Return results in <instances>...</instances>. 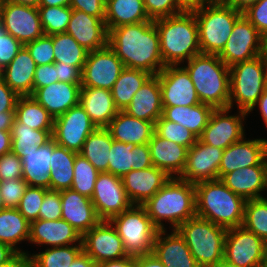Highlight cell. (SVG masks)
Listing matches in <instances>:
<instances>
[{"mask_svg":"<svg viewBox=\"0 0 267 267\" xmlns=\"http://www.w3.org/2000/svg\"><path fill=\"white\" fill-rule=\"evenodd\" d=\"M52 134L53 130L32 129L14 119L11 127V151L19 156L21 152L37 150L52 139Z\"/></svg>","mask_w":267,"mask_h":267,"instance_id":"obj_42","label":"cell"},{"mask_svg":"<svg viewBox=\"0 0 267 267\" xmlns=\"http://www.w3.org/2000/svg\"><path fill=\"white\" fill-rule=\"evenodd\" d=\"M15 119L36 130H53L54 118L31 96H19L15 106Z\"/></svg>","mask_w":267,"mask_h":267,"instance_id":"obj_41","label":"cell"},{"mask_svg":"<svg viewBox=\"0 0 267 267\" xmlns=\"http://www.w3.org/2000/svg\"><path fill=\"white\" fill-rule=\"evenodd\" d=\"M164 66L181 65L201 53L194 12H182L154 20Z\"/></svg>","mask_w":267,"mask_h":267,"instance_id":"obj_3","label":"cell"},{"mask_svg":"<svg viewBox=\"0 0 267 267\" xmlns=\"http://www.w3.org/2000/svg\"><path fill=\"white\" fill-rule=\"evenodd\" d=\"M83 251L97 264L128 256L122 239L109 221H100L82 236Z\"/></svg>","mask_w":267,"mask_h":267,"instance_id":"obj_19","label":"cell"},{"mask_svg":"<svg viewBox=\"0 0 267 267\" xmlns=\"http://www.w3.org/2000/svg\"><path fill=\"white\" fill-rule=\"evenodd\" d=\"M159 230L154 240L152 253L165 267H200L192 256L184 238L176 229L166 234Z\"/></svg>","mask_w":267,"mask_h":267,"instance_id":"obj_26","label":"cell"},{"mask_svg":"<svg viewBox=\"0 0 267 267\" xmlns=\"http://www.w3.org/2000/svg\"><path fill=\"white\" fill-rule=\"evenodd\" d=\"M4 2L20 4L30 7H39L41 0H4Z\"/></svg>","mask_w":267,"mask_h":267,"instance_id":"obj_72","label":"cell"},{"mask_svg":"<svg viewBox=\"0 0 267 267\" xmlns=\"http://www.w3.org/2000/svg\"><path fill=\"white\" fill-rule=\"evenodd\" d=\"M264 56L267 59V36L264 38Z\"/></svg>","mask_w":267,"mask_h":267,"instance_id":"obj_74","label":"cell"},{"mask_svg":"<svg viewBox=\"0 0 267 267\" xmlns=\"http://www.w3.org/2000/svg\"><path fill=\"white\" fill-rule=\"evenodd\" d=\"M16 254L14 249L0 241V264L9 262Z\"/></svg>","mask_w":267,"mask_h":267,"instance_id":"obj_69","label":"cell"},{"mask_svg":"<svg viewBox=\"0 0 267 267\" xmlns=\"http://www.w3.org/2000/svg\"><path fill=\"white\" fill-rule=\"evenodd\" d=\"M55 82H58V78L54 63L36 66L33 81V92L38 88L51 85Z\"/></svg>","mask_w":267,"mask_h":267,"instance_id":"obj_57","label":"cell"},{"mask_svg":"<svg viewBox=\"0 0 267 267\" xmlns=\"http://www.w3.org/2000/svg\"><path fill=\"white\" fill-rule=\"evenodd\" d=\"M229 108L250 114L267 88V59L264 54L231 67Z\"/></svg>","mask_w":267,"mask_h":267,"instance_id":"obj_8","label":"cell"},{"mask_svg":"<svg viewBox=\"0 0 267 267\" xmlns=\"http://www.w3.org/2000/svg\"><path fill=\"white\" fill-rule=\"evenodd\" d=\"M220 180L245 201L263 198L267 190V165H254L223 175Z\"/></svg>","mask_w":267,"mask_h":267,"instance_id":"obj_28","label":"cell"},{"mask_svg":"<svg viewBox=\"0 0 267 267\" xmlns=\"http://www.w3.org/2000/svg\"><path fill=\"white\" fill-rule=\"evenodd\" d=\"M264 54V37L255 26L242 15L234 24L225 47L218 54L228 67L249 61Z\"/></svg>","mask_w":267,"mask_h":267,"instance_id":"obj_10","label":"cell"},{"mask_svg":"<svg viewBox=\"0 0 267 267\" xmlns=\"http://www.w3.org/2000/svg\"><path fill=\"white\" fill-rule=\"evenodd\" d=\"M28 242L49 247L82 244V235L67 221L37 219L30 223Z\"/></svg>","mask_w":267,"mask_h":267,"instance_id":"obj_25","label":"cell"},{"mask_svg":"<svg viewBox=\"0 0 267 267\" xmlns=\"http://www.w3.org/2000/svg\"><path fill=\"white\" fill-rule=\"evenodd\" d=\"M104 20L107 31L121 25L151 21L143 0H106Z\"/></svg>","mask_w":267,"mask_h":267,"instance_id":"obj_35","label":"cell"},{"mask_svg":"<svg viewBox=\"0 0 267 267\" xmlns=\"http://www.w3.org/2000/svg\"><path fill=\"white\" fill-rule=\"evenodd\" d=\"M113 139L107 128H96L85 140L79 154L86 158L100 173H108L109 151Z\"/></svg>","mask_w":267,"mask_h":267,"instance_id":"obj_40","label":"cell"},{"mask_svg":"<svg viewBox=\"0 0 267 267\" xmlns=\"http://www.w3.org/2000/svg\"><path fill=\"white\" fill-rule=\"evenodd\" d=\"M53 151V138L37 150L21 152L23 179L31 187L50 190V158Z\"/></svg>","mask_w":267,"mask_h":267,"instance_id":"obj_34","label":"cell"},{"mask_svg":"<svg viewBox=\"0 0 267 267\" xmlns=\"http://www.w3.org/2000/svg\"><path fill=\"white\" fill-rule=\"evenodd\" d=\"M18 95L12 91L0 75V113L15 112Z\"/></svg>","mask_w":267,"mask_h":267,"instance_id":"obj_60","label":"cell"},{"mask_svg":"<svg viewBox=\"0 0 267 267\" xmlns=\"http://www.w3.org/2000/svg\"><path fill=\"white\" fill-rule=\"evenodd\" d=\"M176 230L184 238L200 267H212L224 258L226 228L194 216Z\"/></svg>","mask_w":267,"mask_h":267,"instance_id":"obj_6","label":"cell"},{"mask_svg":"<svg viewBox=\"0 0 267 267\" xmlns=\"http://www.w3.org/2000/svg\"><path fill=\"white\" fill-rule=\"evenodd\" d=\"M61 219L72 225L82 236L101 220L90 198L72 189L60 191Z\"/></svg>","mask_w":267,"mask_h":267,"instance_id":"obj_24","label":"cell"},{"mask_svg":"<svg viewBox=\"0 0 267 267\" xmlns=\"http://www.w3.org/2000/svg\"><path fill=\"white\" fill-rule=\"evenodd\" d=\"M153 224L164 230V221L172 229L196 216L195 184L171 177L142 205Z\"/></svg>","mask_w":267,"mask_h":267,"instance_id":"obj_2","label":"cell"},{"mask_svg":"<svg viewBox=\"0 0 267 267\" xmlns=\"http://www.w3.org/2000/svg\"><path fill=\"white\" fill-rule=\"evenodd\" d=\"M196 215L226 229L242 226L245 200L220 179L195 184Z\"/></svg>","mask_w":267,"mask_h":267,"instance_id":"obj_5","label":"cell"},{"mask_svg":"<svg viewBox=\"0 0 267 267\" xmlns=\"http://www.w3.org/2000/svg\"><path fill=\"white\" fill-rule=\"evenodd\" d=\"M0 267H28V256L17 253L9 262L0 264Z\"/></svg>","mask_w":267,"mask_h":267,"instance_id":"obj_67","label":"cell"},{"mask_svg":"<svg viewBox=\"0 0 267 267\" xmlns=\"http://www.w3.org/2000/svg\"><path fill=\"white\" fill-rule=\"evenodd\" d=\"M185 64L200 102L214 109L229 108L230 71L218 55L200 53Z\"/></svg>","mask_w":267,"mask_h":267,"instance_id":"obj_4","label":"cell"},{"mask_svg":"<svg viewBox=\"0 0 267 267\" xmlns=\"http://www.w3.org/2000/svg\"><path fill=\"white\" fill-rule=\"evenodd\" d=\"M83 251V244L50 247L36 254H27L28 267H69Z\"/></svg>","mask_w":267,"mask_h":267,"instance_id":"obj_43","label":"cell"},{"mask_svg":"<svg viewBox=\"0 0 267 267\" xmlns=\"http://www.w3.org/2000/svg\"><path fill=\"white\" fill-rule=\"evenodd\" d=\"M23 45L5 31L0 33V70L10 64Z\"/></svg>","mask_w":267,"mask_h":267,"instance_id":"obj_56","label":"cell"},{"mask_svg":"<svg viewBox=\"0 0 267 267\" xmlns=\"http://www.w3.org/2000/svg\"><path fill=\"white\" fill-rule=\"evenodd\" d=\"M242 226L267 243V198L252 199L245 202Z\"/></svg>","mask_w":267,"mask_h":267,"instance_id":"obj_45","label":"cell"},{"mask_svg":"<svg viewBox=\"0 0 267 267\" xmlns=\"http://www.w3.org/2000/svg\"><path fill=\"white\" fill-rule=\"evenodd\" d=\"M36 66L29 51L23 46L11 63L0 70V75L18 96H31Z\"/></svg>","mask_w":267,"mask_h":267,"instance_id":"obj_30","label":"cell"},{"mask_svg":"<svg viewBox=\"0 0 267 267\" xmlns=\"http://www.w3.org/2000/svg\"><path fill=\"white\" fill-rule=\"evenodd\" d=\"M0 25L23 46L44 35L37 7L4 2L0 10Z\"/></svg>","mask_w":267,"mask_h":267,"instance_id":"obj_14","label":"cell"},{"mask_svg":"<svg viewBox=\"0 0 267 267\" xmlns=\"http://www.w3.org/2000/svg\"><path fill=\"white\" fill-rule=\"evenodd\" d=\"M224 259L239 267H254L267 261V243L243 226L229 228Z\"/></svg>","mask_w":267,"mask_h":267,"instance_id":"obj_11","label":"cell"},{"mask_svg":"<svg viewBox=\"0 0 267 267\" xmlns=\"http://www.w3.org/2000/svg\"><path fill=\"white\" fill-rule=\"evenodd\" d=\"M39 6H70V0H41Z\"/></svg>","mask_w":267,"mask_h":267,"instance_id":"obj_71","label":"cell"},{"mask_svg":"<svg viewBox=\"0 0 267 267\" xmlns=\"http://www.w3.org/2000/svg\"><path fill=\"white\" fill-rule=\"evenodd\" d=\"M162 96V106H195L200 102L188 71L181 65L165 66L157 74Z\"/></svg>","mask_w":267,"mask_h":267,"instance_id":"obj_17","label":"cell"},{"mask_svg":"<svg viewBox=\"0 0 267 267\" xmlns=\"http://www.w3.org/2000/svg\"><path fill=\"white\" fill-rule=\"evenodd\" d=\"M99 171L81 154H77L74 162V178L71 189L91 199Z\"/></svg>","mask_w":267,"mask_h":267,"instance_id":"obj_47","label":"cell"},{"mask_svg":"<svg viewBox=\"0 0 267 267\" xmlns=\"http://www.w3.org/2000/svg\"><path fill=\"white\" fill-rule=\"evenodd\" d=\"M3 5H4V0H0V10L3 7Z\"/></svg>","mask_w":267,"mask_h":267,"instance_id":"obj_78","label":"cell"},{"mask_svg":"<svg viewBox=\"0 0 267 267\" xmlns=\"http://www.w3.org/2000/svg\"><path fill=\"white\" fill-rule=\"evenodd\" d=\"M223 152V149L205 144L198 138L188 149L185 168L178 178L192 184L217 180Z\"/></svg>","mask_w":267,"mask_h":267,"instance_id":"obj_18","label":"cell"},{"mask_svg":"<svg viewBox=\"0 0 267 267\" xmlns=\"http://www.w3.org/2000/svg\"><path fill=\"white\" fill-rule=\"evenodd\" d=\"M193 12L201 53L216 55L223 50L235 22L243 15L223 2H209Z\"/></svg>","mask_w":267,"mask_h":267,"instance_id":"obj_7","label":"cell"},{"mask_svg":"<svg viewBox=\"0 0 267 267\" xmlns=\"http://www.w3.org/2000/svg\"><path fill=\"white\" fill-rule=\"evenodd\" d=\"M134 267H165V266L153 253H150L141 256H135Z\"/></svg>","mask_w":267,"mask_h":267,"instance_id":"obj_61","label":"cell"},{"mask_svg":"<svg viewBox=\"0 0 267 267\" xmlns=\"http://www.w3.org/2000/svg\"><path fill=\"white\" fill-rule=\"evenodd\" d=\"M122 239L130 256L150 254L159 229L153 224L142 205H132L109 220Z\"/></svg>","mask_w":267,"mask_h":267,"instance_id":"obj_9","label":"cell"},{"mask_svg":"<svg viewBox=\"0 0 267 267\" xmlns=\"http://www.w3.org/2000/svg\"><path fill=\"white\" fill-rule=\"evenodd\" d=\"M96 128L84 108L78 104L54 119L52 138L57 145L80 153L86 138Z\"/></svg>","mask_w":267,"mask_h":267,"instance_id":"obj_12","label":"cell"},{"mask_svg":"<svg viewBox=\"0 0 267 267\" xmlns=\"http://www.w3.org/2000/svg\"><path fill=\"white\" fill-rule=\"evenodd\" d=\"M230 108L214 109L199 139L210 146L226 149L245 137L244 121L248 113L238 110L230 115Z\"/></svg>","mask_w":267,"mask_h":267,"instance_id":"obj_16","label":"cell"},{"mask_svg":"<svg viewBox=\"0 0 267 267\" xmlns=\"http://www.w3.org/2000/svg\"><path fill=\"white\" fill-rule=\"evenodd\" d=\"M254 267H267V261Z\"/></svg>","mask_w":267,"mask_h":267,"instance_id":"obj_76","label":"cell"},{"mask_svg":"<svg viewBox=\"0 0 267 267\" xmlns=\"http://www.w3.org/2000/svg\"><path fill=\"white\" fill-rule=\"evenodd\" d=\"M257 106L259 107L261 116L264 120L263 122L267 128V88L263 92L261 97L258 99V102L256 103L255 107L250 112H252Z\"/></svg>","mask_w":267,"mask_h":267,"instance_id":"obj_70","label":"cell"},{"mask_svg":"<svg viewBox=\"0 0 267 267\" xmlns=\"http://www.w3.org/2000/svg\"><path fill=\"white\" fill-rule=\"evenodd\" d=\"M69 267H97V263L82 251Z\"/></svg>","mask_w":267,"mask_h":267,"instance_id":"obj_64","label":"cell"},{"mask_svg":"<svg viewBox=\"0 0 267 267\" xmlns=\"http://www.w3.org/2000/svg\"><path fill=\"white\" fill-rule=\"evenodd\" d=\"M30 223L16 208H4L0 211V241L9 245L17 253L28 254L17 247L21 241H28Z\"/></svg>","mask_w":267,"mask_h":267,"instance_id":"obj_37","label":"cell"},{"mask_svg":"<svg viewBox=\"0 0 267 267\" xmlns=\"http://www.w3.org/2000/svg\"><path fill=\"white\" fill-rule=\"evenodd\" d=\"M146 13L151 20L173 16L183 11L176 0H143Z\"/></svg>","mask_w":267,"mask_h":267,"instance_id":"obj_52","label":"cell"},{"mask_svg":"<svg viewBox=\"0 0 267 267\" xmlns=\"http://www.w3.org/2000/svg\"><path fill=\"white\" fill-rule=\"evenodd\" d=\"M108 159V173L118 177H123L131 170L153 166L148 143L135 145L113 140Z\"/></svg>","mask_w":267,"mask_h":267,"instance_id":"obj_22","label":"cell"},{"mask_svg":"<svg viewBox=\"0 0 267 267\" xmlns=\"http://www.w3.org/2000/svg\"><path fill=\"white\" fill-rule=\"evenodd\" d=\"M38 11L45 35L66 32L72 16L70 6H39Z\"/></svg>","mask_w":267,"mask_h":267,"instance_id":"obj_46","label":"cell"},{"mask_svg":"<svg viewBox=\"0 0 267 267\" xmlns=\"http://www.w3.org/2000/svg\"><path fill=\"white\" fill-rule=\"evenodd\" d=\"M124 111L137 119L156 123L163 112L161 87L157 75H152L146 81Z\"/></svg>","mask_w":267,"mask_h":267,"instance_id":"obj_29","label":"cell"},{"mask_svg":"<svg viewBox=\"0 0 267 267\" xmlns=\"http://www.w3.org/2000/svg\"><path fill=\"white\" fill-rule=\"evenodd\" d=\"M54 64L57 70L58 81L81 84L82 71L79 68L61 62H54Z\"/></svg>","mask_w":267,"mask_h":267,"instance_id":"obj_59","label":"cell"},{"mask_svg":"<svg viewBox=\"0 0 267 267\" xmlns=\"http://www.w3.org/2000/svg\"><path fill=\"white\" fill-rule=\"evenodd\" d=\"M78 153L70 151L55 143L50 158V190L71 189L74 178V162Z\"/></svg>","mask_w":267,"mask_h":267,"instance_id":"obj_38","label":"cell"},{"mask_svg":"<svg viewBox=\"0 0 267 267\" xmlns=\"http://www.w3.org/2000/svg\"><path fill=\"white\" fill-rule=\"evenodd\" d=\"M79 104L97 128H107L119 111L108 89L81 87Z\"/></svg>","mask_w":267,"mask_h":267,"instance_id":"obj_32","label":"cell"},{"mask_svg":"<svg viewBox=\"0 0 267 267\" xmlns=\"http://www.w3.org/2000/svg\"><path fill=\"white\" fill-rule=\"evenodd\" d=\"M259 0H225L223 3L243 13Z\"/></svg>","mask_w":267,"mask_h":267,"instance_id":"obj_66","label":"cell"},{"mask_svg":"<svg viewBox=\"0 0 267 267\" xmlns=\"http://www.w3.org/2000/svg\"><path fill=\"white\" fill-rule=\"evenodd\" d=\"M124 68L121 59L108 45L89 51L82 70L81 87L111 90Z\"/></svg>","mask_w":267,"mask_h":267,"instance_id":"obj_15","label":"cell"},{"mask_svg":"<svg viewBox=\"0 0 267 267\" xmlns=\"http://www.w3.org/2000/svg\"><path fill=\"white\" fill-rule=\"evenodd\" d=\"M212 267H239V266H236L235 264H232L223 258L220 262H218L216 265Z\"/></svg>","mask_w":267,"mask_h":267,"instance_id":"obj_73","label":"cell"},{"mask_svg":"<svg viewBox=\"0 0 267 267\" xmlns=\"http://www.w3.org/2000/svg\"><path fill=\"white\" fill-rule=\"evenodd\" d=\"M208 2H224L225 0H207Z\"/></svg>","mask_w":267,"mask_h":267,"instance_id":"obj_77","label":"cell"},{"mask_svg":"<svg viewBox=\"0 0 267 267\" xmlns=\"http://www.w3.org/2000/svg\"><path fill=\"white\" fill-rule=\"evenodd\" d=\"M54 49V62H61L83 70L88 52L68 33L50 35Z\"/></svg>","mask_w":267,"mask_h":267,"instance_id":"obj_44","label":"cell"},{"mask_svg":"<svg viewBox=\"0 0 267 267\" xmlns=\"http://www.w3.org/2000/svg\"><path fill=\"white\" fill-rule=\"evenodd\" d=\"M213 111V107L199 103L195 106L187 107H163L162 116L166 120L181 124L199 138L202 135L204 128L207 126Z\"/></svg>","mask_w":267,"mask_h":267,"instance_id":"obj_36","label":"cell"},{"mask_svg":"<svg viewBox=\"0 0 267 267\" xmlns=\"http://www.w3.org/2000/svg\"><path fill=\"white\" fill-rule=\"evenodd\" d=\"M15 119V112L0 113V130L11 131L12 124Z\"/></svg>","mask_w":267,"mask_h":267,"instance_id":"obj_68","label":"cell"},{"mask_svg":"<svg viewBox=\"0 0 267 267\" xmlns=\"http://www.w3.org/2000/svg\"><path fill=\"white\" fill-rule=\"evenodd\" d=\"M48 189L28 186L22 196L17 210L31 223L39 216L40 206Z\"/></svg>","mask_w":267,"mask_h":267,"instance_id":"obj_49","label":"cell"},{"mask_svg":"<svg viewBox=\"0 0 267 267\" xmlns=\"http://www.w3.org/2000/svg\"><path fill=\"white\" fill-rule=\"evenodd\" d=\"M66 33L70 34L87 51L99 50L108 45V31L104 18L72 9Z\"/></svg>","mask_w":267,"mask_h":267,"instance_id":"obj_21","label":"cell"},{"mask_svg":"<svg viewBox=\"0 0 267 267\" xmlns=\"http://www.w3.org/2000/svg\"><path fill=\"white\" fill-rule=\"evenodd\" d=\"M12 137L11 131L0 130V157L8 152H11Z\"/></svg>","mask_w":267,"mask_h":267,"instance_id":"obj_65","label":"cell"},{"mask_svg":"<svg viewBox=\"0 0 267 267\" xmlns=\"http://www.w3.org/2000/svg\"><path fill=\"white\" fill-rule=\"evenodd\" d=\"M122 178L127 197L133 205H143L171 178L155 166L143 170H131Z\"/></svg>","mask_w":267,"mask_h":267,"instance_id":"obj_23","label":"cell"},{"mask_svg":"<svg viewBox=\"0 0 267 267\" xmlns=\"http://www.w3.org/2000/svg\"><path fill=\"white\" fill-rule=\"evenodd\" d=\"M207 3H209L207 0H176L177 6L183 12H193Z\"/></svg>","mask_w":267,"mask_h":267,"instance_id":"obj_63","label":"cell"},{"mask_svg":"<svg viewBox=\"0 0 267 267\" xmlns=\"http://www.w3.org/2000/svg\"><path fill=\"white\" fill-rule=\"evenodd\" d=\"M106 0H70V7L89 15L105 18Z\"/></svg>","mask_w":267,"mask_h":267,"instance_id":"obj_58","label":"cell"},{"mask_svg":"<svg viewBox=\"0 0 267 267\" xmlns=\"http://www.w3.org/2000/svg\"><path fill=\"white\" fill-rule=\"evenodd\" d=\"M23 177L22 160L15 153L8 152L0 157V181Z\"/></svg>","mask_w":267,"mask_h":267,"instance_id":"obj_54","label":"cell"},{"mask_svg":"<svg viewBox=\"0 0 267 267\" xmlns=\"http://www.w3.org/2000/svg\"><path fill=\"white\" fill-rule=\"evenodd\" d=\"M97 267H134V256H126L118 260H108L97 264Z\"/></svg>","mask_w":267,"mask_h":267,"instance_id":"obj_62","label":"cell"},{"mask_svg":"<svg viewBox=\"0 0 267 267\" xmlns=\"http://www.w3.org/2000/svg\"><path fill=\"white\" fill-rule=\"evenodd\" d=\"M108 46L121 59L125 68L140 69L157 75L165 67L154 20L110 29Z\"/></svg>","mask_w":267,"mask_h":267,"instance_id":"obj_1","label":"cell"},{"mask_svg":"<svg viewBox=\"0 0 267 267\" xmlns=\"http://www.w3.org/2000/svg\"><path fill=\"white\" fill-rule=\"evenodd\" d=\"M5 208V204L2 198L1 190H0V211H2Z\"/></svg>","mask_w":267,"mask_h":267,"instance_id":"obj_75","label":"cell"},{"mask_svg":"<svg viewBox=\"0 0 267 267\" xmlns=\"http://www.w3.org/2000/svg\"><path fill=\"white\" fill-rule=\"evenodd\" d=\"M61 217L60 191L48 190L40 206L38 219L59 220Z\"/></svg>","mask_w":267,"mask_h":267,"instance_id":"obj_53","label":"cell"},{"mask_svg":"<svg viewBox=\"0 0 267 267\" xmlns=\"http://www.w3.org/2000/svg\"><path fill=\"white\" fill-rule=\"evenodd\" d=\"M81 84L55 82L36 89L31 95L55 119L79 104Z\"/></svg>","mask_w":267,"mask_h":267,"instance_id":"obj_27","label":"cell"},{"mask_svg":"<svg viewBox=\"0 0 267 267\" xmlns=\"http://www.w3.org/2000/svg\"><path fill=\"white\" fill-rule=\"evenodd\" d=\"M29 51L36 65H45L54 63V49L52 37L42 35L38 39L24 45Z\"/></svg>","mask_w":267,"mask_h":267,"instance_id":"obj_50","label":"cell"},{"mask_svg":"<svg viewBox=\"0 0 267 267\" xmlns=\"http://www.w3.org/2000/svg\"><path fill=\"white\" fill-rule=\"evenodd\" d=\"M153 166L164 170L170 177H179L186 165L188 149L156 133L148 142Z\"/></svg>","mask_w":267,"mask_h":267,"instance_id":"obj_31","label":"cell"},{"mask_svg":"<svg viewBox=\"0 0 267 267\" xmlns=\"http://www.w3.org/2000/svg\"><path fill=\"white\" fill-rule=\"evenodd\" d=\"M254 165H267V140L244 137L224 149L218 171V179L223 175Z\"/></svg>","mask_w":267,"mask_h":267,"instance_id":"obj_20","label":"cell"},{"mask_svg":"<svg viewBox=\"0 0 267 267\" xmlns=\"http://www.w3.org/2000/svg\"><path fill=\"white\" fill-rule=\"evenodd\" d=\"M155 133L161 138L173 141L187 149L192 147L198 140V137L193 132L181 124L166 120L163 116L155 123Z\"/></svg>","mask_w":267,"mask_h":267,"instance_id":"obj_48","label":"cell"},{"mask_svg":"<svg viewBox=\"0 0 267 267\" xmlns=\"http://www.w3.org/2000/svg\"><path fill=\"white\" fill-rule=\"evenodd\" d=\"M151 76L152 74L144 70L124 68L111 89L116 108L124 111L135 93Z\"/></svg>","mask_w":267,"mask_h":267,"instance_id":"obj_39","label":"cell"},{"mask_svg":"<svg viewBox=\"0 0 267 267\" xmlns=\"http://www.w3.org/2000/svg\"><path fill=\"white\" fill-rule=\"evenodd\" d=\"M27 187V182L23 178L0 181L5 208H17Z\"/></svg>","mask_w":267,"mask_h":267,"instance_id":"obj_51","label":"cell"},{"mask_svg":"<svg viewBox=\"0 0 267 267\" xmlns=\"http://www.w3.org/2000/svg\"><path fill=\"white\" fill-rule=\"evenodd\" d=\"M107 129L113 140L141 145L151 140L155 133V123L137 119L125 111H118Z\"/></svg>","mask_w":267,"mask_h":267,"instance_id":"obj_33","label":"cell"},{"mask_svg":"<svg viewBox=\"0 0 267 267\" xmlns=\"http://www.w3.org/2000/svg\"><path fill=\"white\" fill-rule=\"evenodd\" d=\"M243 15L264 38L267 36V0H259L244 11Z\"/></svg>","mask_w":267,"mask_h":267,"instance_id":"obj_55","label":"cell"},{"mask_svg":"<svg viewBox=\"0 0 267 267\" xmlns=\"http://www.w3.org/2000/svg\"><path fill=\"white\" fill-rule=\"evenodd\" d=\"M91 201L101 221H109L133 205L127 197L122 178L107 172L99 173Z\"/></svg>","mask_w":267,"mask_h":267,"instance_id":"obj_13","label":"cell"}]
</instances>
